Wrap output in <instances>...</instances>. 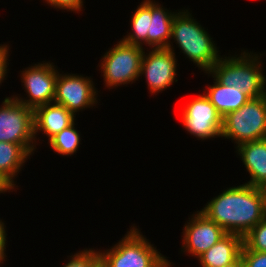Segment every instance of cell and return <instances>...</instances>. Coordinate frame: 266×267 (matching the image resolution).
Here are the masks:
<instances>
[{"label": "cell", "instance_id": "ac0fdd59", "mask_svg": "<svg viewBox=\"0 0 266 267\" xmlns=\"http://www.w3.org/2000/svg\"><path fill=\"white\" fill-rule=\"evenodd\" d=\"M36 145H19L10 142H0V172L14 185L15 177L30 155L34 153ZM29 156V157H28ZM28 158V159H27Z\"/></svg>", "mask_w": 266, "mask_h": 267}, {"label": "cell", "instance_id": "4dcf8cb0", "mask_svg": "<svg viewBox=\"0 0 266 267\" xmlns=\"http://www.w3.org/2000/svg\"><path fill=\"white\" fill-rule=\"evenodd\" d=\"M3 261H5V259H0V264H3Z\"/></svg>", "mask_w": 266, "mask_h": 267}, {"label": "cell", "instance_id": "484cf974", "mask_svg": "<svg viewBox=\"0 0 266 267\" xmlns=\"http://www.w3.org/2000/svg\"><path fill=\"white\" fill-rule=\"evenodd\" d=\"M4 225H5L4 221L2 222V220L0 219V259H6L5 257H7L5 254L7 234L5 230L6 226Z\"/></svg>", "mask_w": 266, "mask_h": 267}, {"label": "cell", "instance_id": "83f0119b", "mask_svg": "<svg viewBox=\"0 0 266 267\" xmlns=\"http://www.w3.org/2000/svg\"><path fill=\"white\" fill-rule=\"evenodd\" d=\"M223 267H245L244 266V261L242 257L240 256L236 261L232 262L229 265L223 266Z\"/></svg>", "mask_w": 266, "mask_h": 267}, {"label": "cell", "instance_id": "603a6c76", "mask_svg": "<svg viewBox=\"0 0 266 267\" xmlns=\"http://www.w3.org/2000/svg\"><path fill=\"white\" fill-rule=\"evenodd\" d=\"M245 267H266V252L241 250Z\"/></svg>", "mask_w": 266, "mask_h": 267}, {"label": "cell", "instance_id": "cb8c5ba5", "mask_svg": "<svg viewBox=\"0 0 266 267\" xmlns=\"http://www.w3.org/2000/svg\"><path fill=\"white\" fill-rule=\"evenodd\" d=\"M47 4L56 9L80 12L83 9V0H45Z\"/></svg>", "mask_w": 266, "mask_h": 267}, {"label": "cell", "instance_id": "2e32d148", "mask_svg": "<svg viewBox=\"0 0 266 267\" xmlns=\"http://www.w3.org/2000/svg\"><path fill=\"white\" fill-rule=\"evenodd\" d=\"M243 237L227 233L215 245L198 257L202 267H223L241 256Z\"/></svg>", "mask_w": 266, "mask_h": 267}, {"label": "cell", "instance_id": "3957f363", "mask_svg": "<svg viewBox=\"0 0 266 267\" xmlns=\"http://www.w3.org/2000/svg\"><path fill=\"white\" fill-rule=\"evenodd\" d=\"M186 10V11H185ZM179 11L172 21L171 39L197 67L208 72L221 58L210 34L204 30L190 12Z\"/></svg>", "mask_w": 266, "mask_h": 267}, {"label": "cell", "instance_id": "30bf717a", "mask_svg": "<svg viewBox=\"0 0 266 267\" xmlns=\"http://www.w3.org/2000/svg\"><path fill=\"white\" fill-rule=\"evenodd\" d=\"M97 95L91 76L62 75L58 72L53 102L63 105L75 116L80 110L96 106Z\"/></svg>", "mask_w": 266, "mask_h": 267}, {"label": "cell", "instance_id": "52a82bcc", "mask_svg": "<svg viewBox=\"0 0 266 267\" xmlns=\"http://www.w3.org/2000/svg\"><path fill=\"white\" fill-rule=\"evenodd\" d=\"M0 107V142L35 145L34 109L13 97H6Z\"/></svg>", "mask_w": 266, "mask_h": 267}, {"label": "cell", "instance_id": "7402d4cb", "mask_svg": "<svg viewBox=\"0 0 266 267\" xmlns=\"http://www.w3.org/2000/svg\"><path fill=\"white\" fill-rule=\"evenodd\" d=\"M70 257L69 262L63 267H94L101 260L100 251H95L93 248L84 249Z\"/></svg>", "mask_w": 266, "mask_h": 267}, {"label": "cell", "instance_id": "9a60e30c", "mask_svg": "<svg viewBox=\"0 0 266 267\" xmlns=\"http://www.w3.org/2000/svg\"><path fill=\"white\" fill-rule=\"evenodd\" d=\"M235 148L251 177L245 184L263 188L266 185V138Z\"/></svg>", "mask_w": 266, "mask_h": 267}, {"label": "cell", "instance_id": "7a4b0ae2", "mask_svg": "<svg viewBox=\"0 0 266 267\" xmlns=\"http://www.w3.org/2000/svg\"><path fill=\"white\" fill-rule=\"evenodd\" d=\"M243 52L238 57H221L206 74L225 86L241 90L249 99L266 95V77L259 55Z\"/></svg>", "mask_w": 266, "mask_h": 267}, {"label": "cell", "instance_id": "7c38bea8", "mask_svg": "<svg viewBox=\"0 0 266 267\" xmlns=\"http://www.w3.org/2000/svg\"><path fill=\"white\" fill-rule=\"evenodd\" d=\"M189 221V222H188ZM184 225L182 248L184 252L198 258L215 245L227 232L201 211L192 215Z\"/></svg>", "mask_w": 266, "mask_h": 267}, {"label": "cell", "instance_id": "8992f818", "mask_svg": "<svg viewBox=\"0 0 266 267\" xmlns=\"http://www.w3.org/2000/svg\"><path fill=\"white\" fill-rule=\"evenodd\" d=\"M144 51L143 47L127 44L122 40L106 51L99 65L105 87L113 89L136 81L140 77Z\"/></svg>", "mask_w": 266, "mask_h": 267}, {"label": "cell", "instance_id": "8fae6325", "mask_svg": "<svg viewBox=\"0 0 266 267\" xmlns=\"http://www.w3.org/2000/svg\"><path fill=\"white\" fill-rule=\"evenodd\" d=\"M143 54L140 76H145L150 93L156 94L171 86L176 77L177 60L174 50L152 48Z\"/></svg>", "mask_w": 266, "mask_h": 267}, {"label": "cell", "instance_id": "277c9868", "mask_svg": "<svg viewBox=\"0 0 266 267\" xmlns=\"http://www.w3.org/2000/svg\"><path fill=\"white\" fill-rule=\"evenodd\" d=\"M136 226L111 249L100 251L107 267H171V262L140 233Z\"/></svg>", "mask_w": 266, "mask_h": 267}, {"label": "cell", "instance_id": "f1b7e54d", "mask_svg": "<svg viewBox=\"0 0 266 267\" xmlns=\"http://www.w3.org/2000/svg\"><path fill=\"white\" fill-rule=\"evenodd\" d=\"M94 267H107L102 260H100Z\"/></svg>", "mask_w": 266, "mask_h": 267}, {"label": "cell", "instance_id": "d4e9b609", "mask_svg": "<svg viewBox=\"0 0 266 267\" xmlns=\"http://www.w3.org/2000/svg\"><path fill=\"white\" fill-rule=\"evenodd\" d=\"M9 58V46L6 44H0V85L5 80V76L8 73L7 67L9 63H7ZM8 64V65H7Z\"/></svg>", "mask_w": 266, "mask_h": 267}, {"label": "cell", "instance_id": "6da1fadb", "mask_svg": "<svg viewBox=\"0 0 266 267\" xmlns=\"http://www.w3.org/2000/svg\"><path fill=\"white\" fill-rule=\"evenodd\" d=\"M200 211L227 233L244 237L266 217L265 193L244 183L225 189Z\"/></svg>", "mask_w": 266, "mask_h": 267}, {"label": "cell", "instance_id": "ba28073f", "mask_svg": "<svg viewBox=\"0 0 266 267\" xmlns=\"http://www.w3.org/2000/svg\"><path fill=\"white\" fill-rule=\"evenodd\" d=\"M54 66L53 62H42L21 71V82L24 83L25 92L28 94L26 99H29L24 100L15 95L13 98L32 109L53 102L58 76V71Z\"/></svg>", "mask_w": 266, "mask_h": 267}, {"label": "cell", "instance_id": "ffe728a7", "mask_svg": "<svg viewBox=\"0 0 266 267\" xmlns=\"http://www.w3.org/2000/svg\"><path fill=\"white\" fill-rule=\"evenodd\" d=\"M80 134L75 129V123L63 129L56 136H54L49 144L57 154L62 156H71L76 153L80 145Z\"/></svg>", "mask_w": 266, "mask_h": 267}, {"label": "cell", "instance_id": "5b68a950", "mask_svg": "<svg viewBox=\"0 0 266 267\" xmlns=\"http://www.w3.org/2000/svg\"><path fill=\"white\" fill-rule=\"evenodd\" d=\"M221 137L232 139L237 146L266 138V95L250 99L223 118Z\"/></svg>", "mask_w": 266, "mask_h": 267}, {"label": "cell", "instance_id": "44dd1931", "mask_svg": "<svg viewBox=\"0 0 266 267\" xmlns=\"http://www.w3.org/2000/svg\"><path fill=\"white\" fill-rule=\"evenodd\" d=\"M242 250L266 252V217L243 237Z\"/></svg>", "mask_w": 266, "mask_h": 267}, {"label": "cell", "instance_id": "e0dca14e", "mask_svg": "<svg viewBox=\"0 0 266 267\" xmlns=\"http://www.w3.org/2000/svg\"><path fill=\"white\" fill-rule=\"evenodd\" d=\"M214 84L207 86L205 96L224 118L228 113L236 111L250 99L237 88L225 86L214 78Z\"/></svg>", "mask_w": 266, "mask_h": 267}, {"label": "cell", "instance_id": "d6986e66", "mask_svg": "<svg viewBox=\"0 0 266 267\" xmlns=\"http://www.w3.org/2000/svg\"><path fill=\"white\" fill-rule=\"evenodd\" d=\"M131 19V31L122 39L123 42L131 45H147L148 35V0L140 3Z\"/></svg>", "mask_w": 266, "mask_h": 267}, {"label": "cell", "instance_id": "5bb4252c", "mask_svg": "<svg viewBox=\"0 0 266 267\" xmlns=\"http://www.w3.org/2000/svg\"><path fill=\"white\" fill-rule=\"evenodd\" d=\"M178 12H171L155 1L148 0V35L147 45L150 48H168L171 45L172 21Z\"/></svg>", "mask_w": 266, "mask_h": 267}, {"label": "cell", "instance_id": "f546056e", "mask_svg": "<svg viewBox=\"0 0 266 267\" xmlns=\"http://www.w3.org/2000/svg\"><path fill=\"white\" fill-rule=\"evenodd\" d=\"M263 191L265 193V201H266V185L263 187Z\"/></svg>", "mask_w": 266, "mask_h": 267}, {"label": "cell", "instance_id": "4fadbf2b", "mask_svg": "<svg viewBox=\"0 0 266 267\" xmlns=\"http://www.w3.org/2000/svg\"><path fill=\"white\" fill-rule=\"evenodd\" d=\"M75 115L68 111L63 105L51 102L34 109V137L42 131L50 141L63 129L72 125Z\"/></svg>", "mask_w": 266, "mask_h": 267}, {"label": "cell", "instance_id": "9c48e42d", "mask_svg": "<svg viewBox=\"0 0 266 267\" xmlns=\"http://www.w3.org/2000/svg\"><path fill=\"white\" fill-rule=\"evenodd\" d=\"M181 118L184 128L200 140L221 137L223 117L205 94H199L187 103Z\"/></svg>", "mask_w": 266, "mask_h": 267}, {"label": "cell", "instance_id": "4316f807", "mask_svg": "<svg viewBox=\"0 0 266 267\" xmlns=\"http://www.w3.org/2000/svg\"><path fill=\"white\" fill-rule=\"evenodd\" d=\"M15 185L3 174L0 172V193L10 192L14 190Z\"/></svg>", "mask_w": 266, "mask_h": 267}]
</instances>
